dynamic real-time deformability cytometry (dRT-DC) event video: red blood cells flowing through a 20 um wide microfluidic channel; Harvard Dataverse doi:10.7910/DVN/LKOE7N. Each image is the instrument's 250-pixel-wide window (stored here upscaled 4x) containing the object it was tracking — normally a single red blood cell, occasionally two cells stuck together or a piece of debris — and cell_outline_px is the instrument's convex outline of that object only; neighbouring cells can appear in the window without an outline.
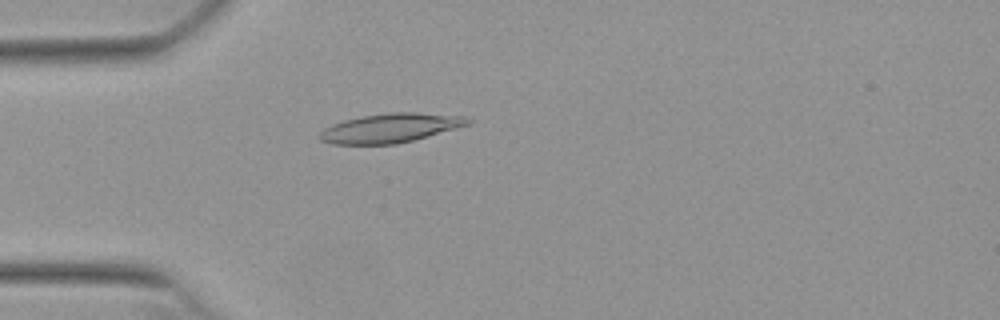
{"species": "Egyptian fruit bat (a non-hibernating species)", "species_latin": "Rousettus aegyptiacus", "temperature_condition": "warm", "stored_images_in_passage": 53, "camera_frame_rate_fps": 3000, "um_per_image_px": 0.085, "animal": {"sex": "female"}, "frame": {"image": 1, "passage_image": 15, "time_ms": 4.667, "image_size_px": [1000, 320], "cell_outline_px": [[472, 124], [412, 140], [396, 144], [332, 144], [320, 140], [316, 136], [324, 128], [332, 124], [344, 120], [360, 116], [388, 112], [416, 112], [464, 116], [472, 120]], "centroid_in_image_um": [33.16, 10.87], "position_along_channel_um": 51.8, "area_um2": 25.32}}
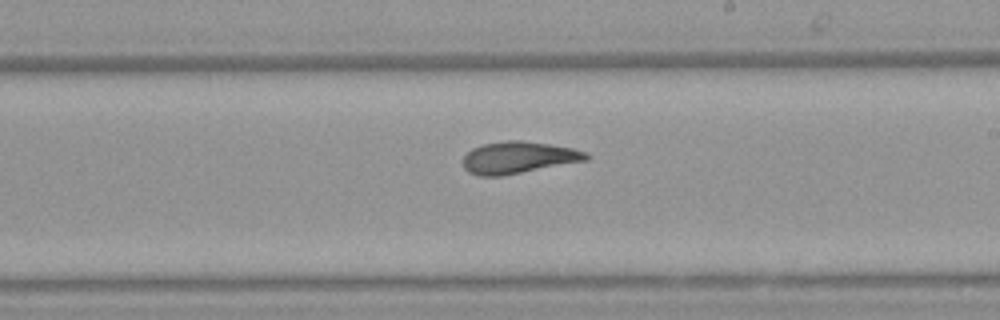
{"frame": {"image": 2, "passage_image": 31, "time_ms": 10.0, "image_size_px": [1000, 320], "cell_outline_px": [[588, 160], [504, 176], [480, 176], [468, 172], [464, 168], [464, 156], [472, 148], [484, 144], [508, 140], [520, 140], [548, 144], [572, 148], [584, 152], [588, 156]], "centroid_in_image_um": [44.04, 13.4], "position_along_channel_um": 245.0, "area_um2": 22.77}}
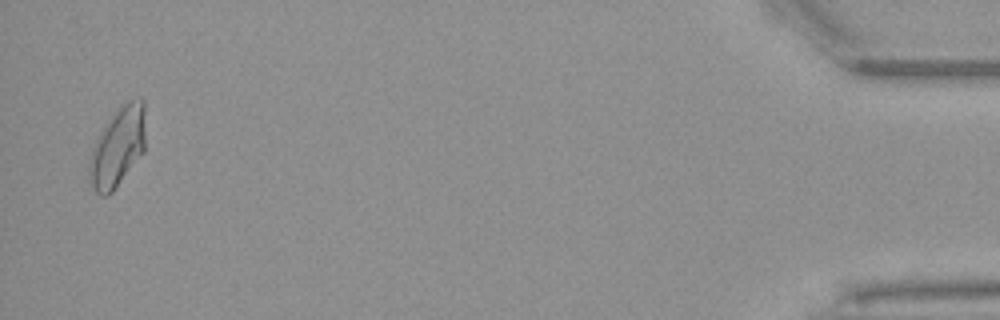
{"frame": {"image": 3, "passage_image": 52, "time_ms": 17.0, "image_size_px": [1000, 320], "cell_outline_px": [[144, 152], [112, 192], [108, 196], [100, 196], [92, 188], [88, 180], [88, 160], [92, 148], [104, 124], [116, 108], [120, 104], [128, 100], [140, 96], [144, 100]], "centroid_in_image_um": [9.97, 12.48], "position_along_channel_um": 425.2, "area_um2": 26.53}, "authors_computed_cell_mechanics": {"area_um2": 23.2356, "velocity_mm_per_s": 3.8218, "shape_relaxation_time_tau1_ms": null, "shape_relaxation_time_tau2_ms": 2.7707, "deformation_change_tau1": null, "deformation_change_tau2": 0.0966}}